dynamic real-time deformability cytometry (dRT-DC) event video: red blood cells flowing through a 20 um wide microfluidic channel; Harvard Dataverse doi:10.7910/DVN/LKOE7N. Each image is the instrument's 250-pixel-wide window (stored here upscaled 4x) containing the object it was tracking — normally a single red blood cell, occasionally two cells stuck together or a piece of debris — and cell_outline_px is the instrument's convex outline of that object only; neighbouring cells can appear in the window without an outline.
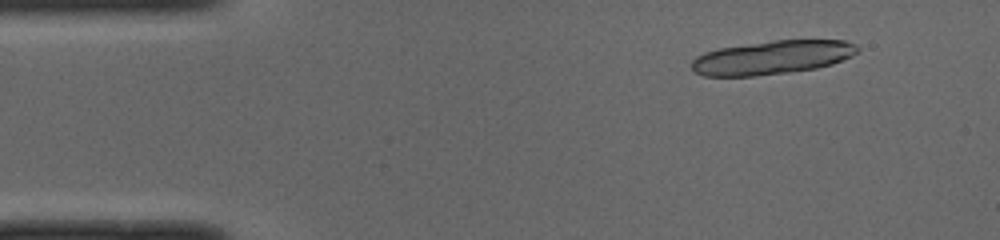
{"species": "common noctule bat (a hibernating species)", "species_latin": "Nyctalus noctula", "temperature_condition": "cold", "stored_images_in_passage": 36, "camera_frame_rate_fps": 3000, "um_per_image_px": 0.085, "animal": {"sex": "male", "body_mass_g": 19.0, "forearm_length_mm": 50.8}, "frame": {"image": 1, "passage_image": 5, "time_ms": 1.333, "image_size_px": [1000, 240], "cell_outline_px": [[860, 48], [852, 56], [832, 64], [816, 68], [788, 72], [752, 76], [704, 76], [696, 72], [692, 68], [692, 60], [696, 56], [704, 52], [720, 48], [772, 40], [844, 40], [856, 44]], "centroid_in_image_um": [65.64, 4.88], "position_along_channel_um": 19.4, "area_um2": 32.48}}